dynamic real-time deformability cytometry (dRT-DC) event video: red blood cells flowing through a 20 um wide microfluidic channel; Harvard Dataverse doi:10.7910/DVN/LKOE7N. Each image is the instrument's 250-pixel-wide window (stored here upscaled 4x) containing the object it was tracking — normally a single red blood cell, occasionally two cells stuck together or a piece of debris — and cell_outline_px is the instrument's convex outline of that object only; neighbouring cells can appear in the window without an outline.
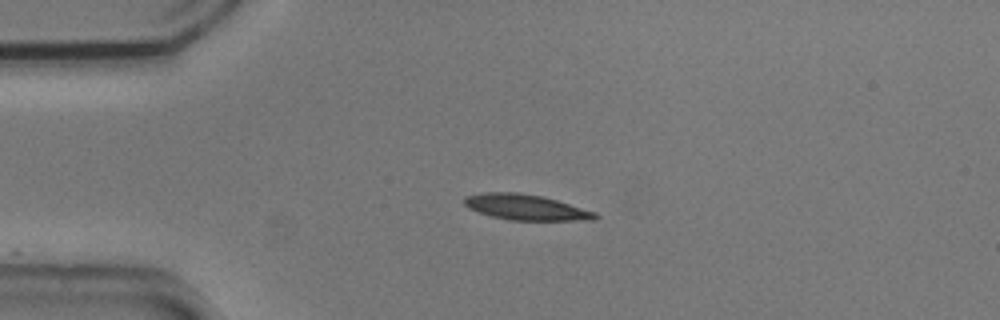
{"species": "common noctule bat (a hibernating species)", "species_latin": "Nyctalus noctula", "temperature_condition": "cold", "stored_images_in_passage": 11, "camera_frame_rate_fps": 3000, "um_per_image_px": 0.085, "animal": {"sex": "male", "body_mass_g": 20.5, "forearm_length_mm": 52.5}, "frame": {"image": 1, "passage_image": 1, "time_ms": 0.0, "image_size_px": [1000, 320], "cell_outline_px": [[600, 216], [592, 220], [508, 220], [492, 216], [468, 208], [464, 204], [464, 196], [484, 192], [520, 192], [544, 196], [596, 212]], "centroid_in_image_um": [44.7, 17.6], "position_along_channel_um": 40.3, "area_um2": 19.59}}